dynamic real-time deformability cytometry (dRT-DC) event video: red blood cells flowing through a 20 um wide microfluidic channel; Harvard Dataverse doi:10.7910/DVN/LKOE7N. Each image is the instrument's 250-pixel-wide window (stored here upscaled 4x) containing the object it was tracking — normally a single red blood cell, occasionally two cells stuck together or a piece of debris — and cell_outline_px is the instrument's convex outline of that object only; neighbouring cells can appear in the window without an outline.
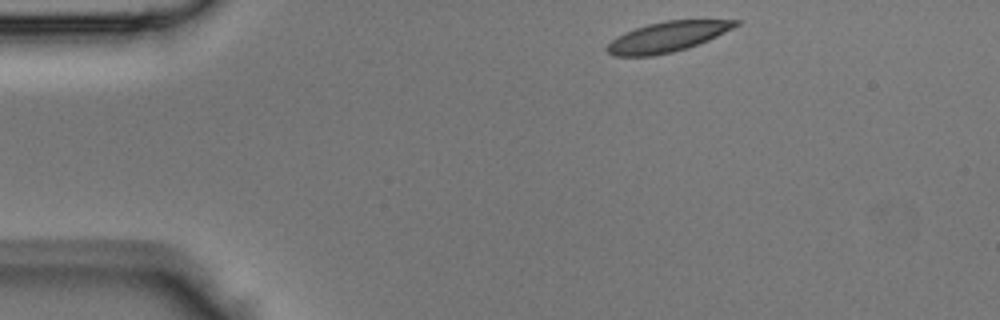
{"species": "Egyptian fruit bat (a non-hibernating species)", "species_latin": "Rousettus aegyptiacus", "temperature_condition": "room temperature", "stored_images_in_passage": 38, "camera_frame_rate_fps": 3000, "um_per_image_px": 0.085, "animal": {"sex": "male"}, "frame": {"image": 1, "passage_image": 1, "time_ms": 0.0, "image_size_px": [1000, 320], "cell_outline_px": [[740, 24], [708, 40], [688, 48], [672, 52], [652, 56], [612, 56], [604, 48], [616, 36], [624, 32], [648, 24], [668, 20], [740, 20]], "centroid_in_image_um": [56.68, 3.14], "position_along_channel_um": 28.3, "area_um2": 22.48}}
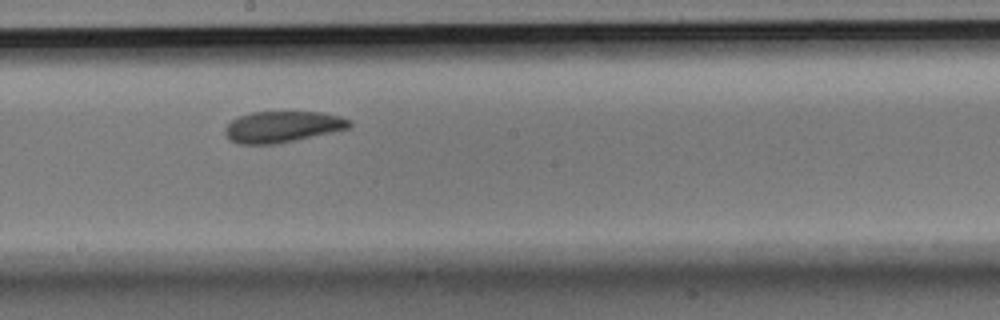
{"frame": {"image": 2, "passage_image": 18, "time_ms": 5.667, "image_size_px": [1000, 320], "cell_outline_px": [[352, 124], [348, 128], [332, 132], [276, 144], [240, 144], [228, 140], [224, 132], [224, 128], [232, 120], [240, 116], [252, 112], [320, 112], [340, 116], [352, 120]], "centroid_in_image_um": [23.99, 10.78], "position_along_channel_um": 224.2, "area_um2": 22.6}}
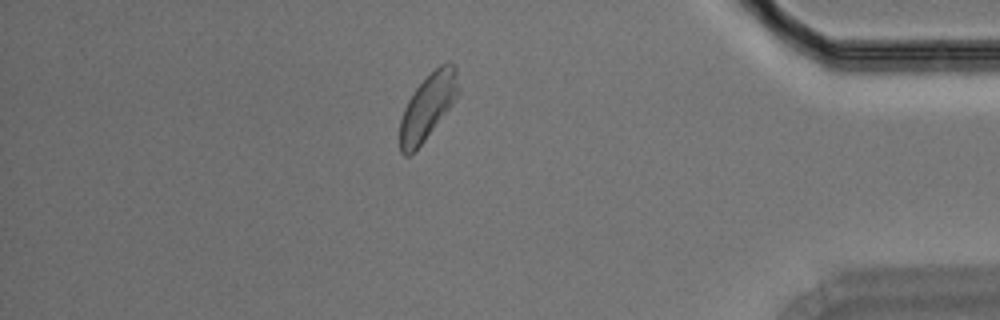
{"frame": {"image": 3, "passage_image": 32, "time_ms": 10.333, "image_size_px": [1000, 320], "cell_outline_px": [[456, 100], [424, 140], [408, 156], [404, 156], [400, 152], [400, 120], [404, 108], [412, 92], [440, 64], [452, 64], [456, 68]], "centroid_in_image_um": [36.31, 9.1], "position_along_channel_um": 398.9, "area_um2": 21.5}}